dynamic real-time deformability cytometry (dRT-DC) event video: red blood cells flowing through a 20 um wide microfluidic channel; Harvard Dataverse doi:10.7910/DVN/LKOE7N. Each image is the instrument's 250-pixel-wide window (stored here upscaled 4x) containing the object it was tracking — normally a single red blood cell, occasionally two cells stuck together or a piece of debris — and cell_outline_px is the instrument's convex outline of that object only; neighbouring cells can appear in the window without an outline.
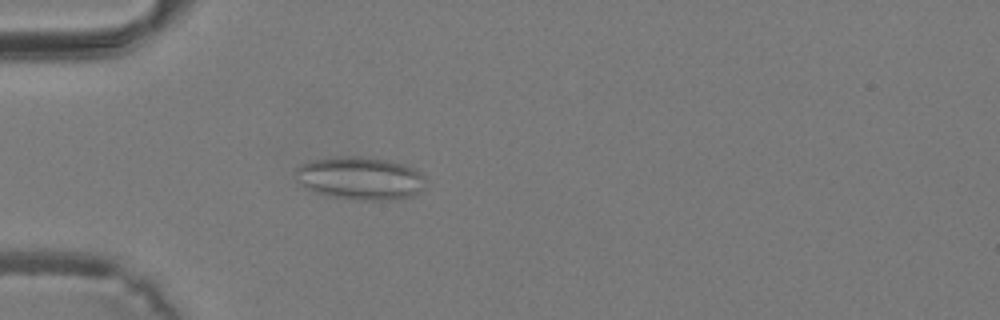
{"species": "common noctule bat (a hibernating species)", "species_latin": "Nyctalus noctula", "temperature_condition": "warm", "stored_images_in_passage": 41, "camera_frame_rate_fps": 3000, "um_per_image_px": 0.085, "animal": {"sex": "male", "body_mass_g": 19.2, "forearm_length_mm": 51.8}, "frame": {"image": 1, "passage_image": 13, "time_ms": 4.0, "image_size_px": [1000, 320], "cell_outline_px": [[424, 188], [420, 192], [412, 196], [392, 200], [356, 200], [332, 196], [316, 192], [308, 188], [300, 180], [296, 172], [296, 168], [300, 164], [312, 160], [336, 156], [360, 156], [388, 160], [404, 164], [416, 168], [424, 176]], "centroid_in_image_um": [30.69, 15.14], "position_along_channel_um": 54.3, "area_um2": 32.48}}
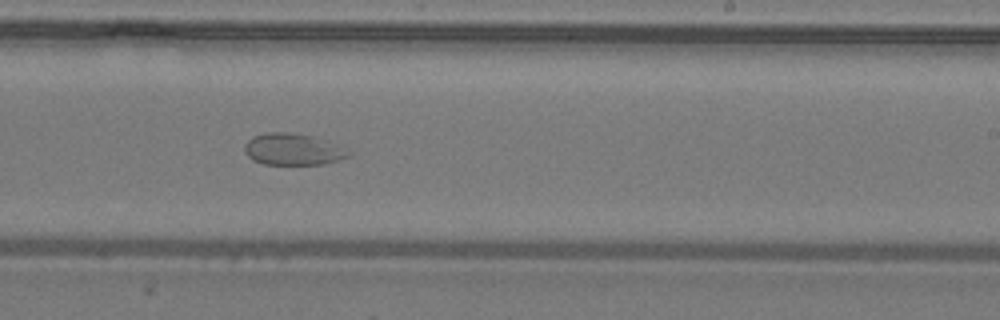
{"frame": {"image": 2, "passage_image": 26, "time_ms": 8.333, "image_size_px": [1000, 320], "cell_outline_px": [[352, 156], [340, 160], [324, 164], [264, 164], [252, 160], [244, 152], [244, 144], [252, 136], [264, 132], [288, 132], [316, 136], [340, 144], [352, 152]], "centroid_in_image_um": [24.95, 12.68], "position_along_channel_um": 264.0, "area_um2": 19.77}}
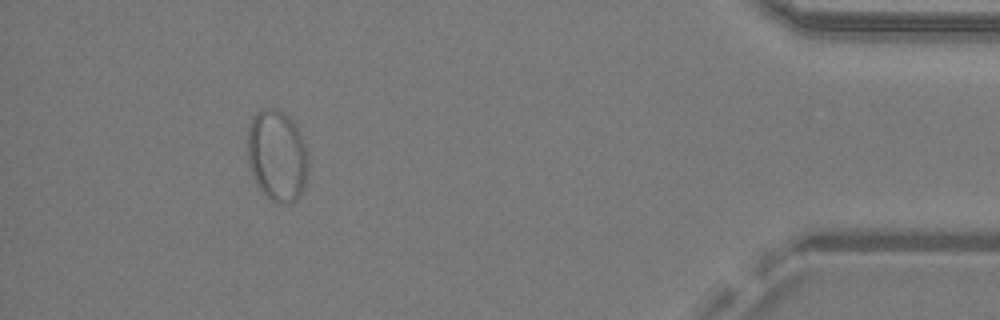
{"frame": {"image": 3, "passage_image": 38, "time_ms": 12.333, "image_size_px": [1000, 320], "cell_outline_px": [[308, 168], [304, 184], [300, 196], [292, 204], [284, 204], [272, 200], [256, 184], [248, 164], [248, 128], [252, 116], [256, 112], [264, 108], [276, 108], [284, 112], [292, 120], [300, 132], [308, 152]], "centroid_in_image_um": [23.56, 13.21], "position_along_channel_um": 411.6, "area_um2": 32.6}}